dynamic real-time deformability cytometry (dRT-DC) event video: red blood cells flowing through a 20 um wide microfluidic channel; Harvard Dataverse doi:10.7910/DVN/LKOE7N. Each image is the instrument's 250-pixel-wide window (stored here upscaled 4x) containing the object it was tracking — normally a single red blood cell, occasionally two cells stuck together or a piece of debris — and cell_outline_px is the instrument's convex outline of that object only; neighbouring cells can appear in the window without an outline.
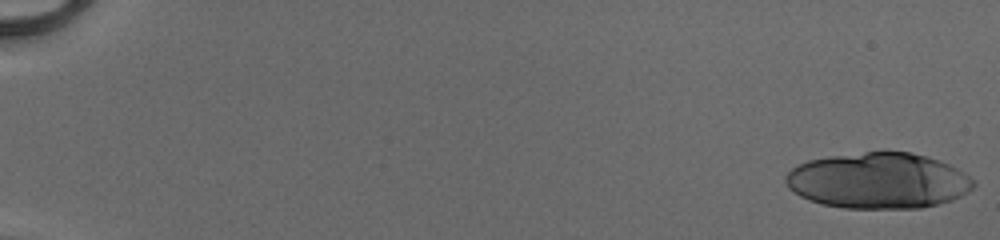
{"species": "human", "species_latin": "Homo sapiens", "temperature_condition": "cold", "stored_images_in_passage": 20, "camera_frame_rate_fps": 3000, "um_per_image_px": 0.085, "donor": {"sex": "male"}, "frame": {"image": 1, "passage_image": 1, "time_ms": 0.0, "image_size_px": [1000, 240], "cell_outline_px": [[976, 184], [972, 188], [960, 196], [952, 200], [920, 208], [844, 208], [820, 204], [808, 200], [800, 196], [788, 188], [784, 180], [784, 176], [792, 168], [808, 160], [832, 156], [864, 152], [908, 152], [924, 156], [948, 164], [956, 168], [968, 176]], "centroid_in_image_um": [74.61, 15.37], "position_along_channel_um": 10.4, "area_um2": 60.81}}